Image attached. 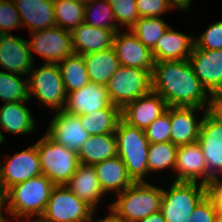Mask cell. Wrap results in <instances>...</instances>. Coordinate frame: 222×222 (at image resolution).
Wrapping results in <instances>:
<instances>
[{
	"label": "cell",
	"mask_w": 222,
	"mask_h": 222,
	"mask_svg": "<svg viewBox=\"0 0 222 222\" xmlns=\"http://www.w3.org/2000/svg\"><path fill=\"white\" fill-rule=\"evenodd\" d=\"M22 26L18 10L13 0H2L0 4V33L9 34Z\"/></svg>",
	"instance_id": "obj_39"
},
{
	"label": "cell",
	"mask_w": 222,
	"mask_h": 222,
	"mask_svg": "<svg viewBox=\"0 0 222 222\" xmlns=\"http://www.w3.org/2000/svg\"><path fill=\"white\" fill-rule=\"evenodd\" d=\"M217 212L211 200L205 196L193 210L188 222H214Z\"/></svg>",
	"instance_id": "obj_41"
},
{
	"label": "cell",
	"mask_w": 222,
	"mask_h": 222,
	"mask_svg": "<svg viewBox=\"0 0 222 222\" xmlns=\"http://www.w3.org/2000/svg\"><path fill=\"white\" fill-rule=\"evenodd\" d=\"M60 62L57 64L67 94L81 89L90 82L83 55L73 53Z\"/></svg>",
	"instance_id": "obj_29"
},
{
	"label": "cell",
	"mask_w": 222,
	"mask_h": 222,
	"mask_svg": "<svg viewBox=\"0 0 222 222\" xmlns=\"http://www.w3.org/2000/svg\"><path fill=\"white\" fill-rule=\"evenodd\" d=\"M106 88L111 103L122 109L152 90L151 73L137 67L121 65L109 78Z\"/></svg>",
	"instance_id": "obj_7"
},
{
	"label": "cell",
	"mask_w": 222,
	"mask_h": 222,
	"mask_svg": "<svg viewBox=\"0 0 222 222\" xmlns=\"http://www.w3.org/2000/svg\"><path fill=\"white\" fill-rule=\"evenodd\" d=\"M33 55L28 41L12 34L0 33V67L9 73L28 75L32 70Z\"/></svg>",
	"instance_id": "obj_14"
},
{
	"label": "cell",
	"mask_w": 222,
	"mask_h": 222,
	"mask_svg": "<svg viewBox=\"0 0 222 222\" xmlns=\"http://www.w3.org/2000/svg\"><path fill=\"white\" fill-rule=\"evenodd\" d=\"M90 82L106 85L109 78L119 69L120 62L112 47L83 55Z\"/></svg>",
	"instance_id": "obj_27"
},
{
	"label": "cell",
	"mask_w": 222,
	"mask_h": 222,
	"mask_svg": "<svg viewBox=\"0 0 222 222\" xmlns=\"http://www.w3.org/2000/svg\"><path fill=\"white\" fill-rule=\"evenodd\" d=\"M114 36L113 31L81 23L71 31L73 52L85 55L105 50L113 46Z\"/></svg>",
	"instance_id": "obj_22"
},
{
	"label": "cell",
	"mask_w": 222,
	"mask_h": 222,
	"mask_svg": "<svg viewBox=\"0 0 222 222\" xmlns=\"http://www.w3.org/2000/svg\"><path fill=\"white\" fill-rule=\"evenodd\" d=\"M169 5L173 7H177L180 10H188L190 7L191 0H167Z\"/></svg>",
	"instance_id": "obj_45"
},
{
	"label": "cell",
	"mask_w": 222,
	"mask_h": 222,
	"mask_svg": "<svg viewBox=\"0 0 222 222\" xmlns=\"http://www.w3.org/2000/svg\"><path fill=\"white\" fill-rule=\"evenodd\" d=\"M209 98L208 112L220 123H222V93H215Z\"/></svg>",
	"instance_id": "obj_43"
},
{
	"label": "cell",
	"mask_w": 222,
	"mask_h": 222,
	"mask_svg": "<svg viewBox=\"0 0 222 222\" xmlns=\"http://www.w3.org/2000/svg\"><path fill=\"white\" fill-rule=\"evenodd\" d=\"M94 211L65 185L54 186L39 219L43 222H90Z\"/></svg>",
	"instance_id": "obj_9"
},
{
	"label": "cell",
	"mask_w": 222,
	"mask_h": 222,
	"mask_svg": "<svg viewBox=\"0 0 222 222\" xmlns=\"http://www.w3.org/2000/svg\"><path fill=\"white\" fill-rule=\"evenodd\" d=\"M167 107L165 100L151 90L146 95L126 104L121 109V119L131 126L145 130L166 111Z\"/></svg>",
	"instance_id": "obj_18"
},
{
	"label": "cell",
	"mask_w": 222,
	"mask_h": 222,
	"mask_svg": "<svg viewBox=\"0 0 222 222\" xmlns=\"http://www.w3.org/2000/svg\"><path fill=\"white\" fill-rule=\"evenodd\" d=\"M28 41L32 51L46 59L45 63H58L73 54L71 32L58 26L31 33Z\"/></svg>",
	"instance_id": "obj_11"
},
{
	"label": "cell",
	"mask_w": 222,
	"mask_h": 222,
	"mask_svg": "<svg viewBox=\"0 0 222 222\" xmlns=\"http://www.w3.org/2000/svg\"><path fill=\"white\" fill-rule=\"evenodd\" d=\"M145 134L149 143L171 142L169 106L145 129Z\"/></svg>",
	"instance_id": "obj_37"
},
{
	"label": "cell",
	"mask_w": 222,
	"mask_h": 222,
	"mask_svg": "<svg viewBox=\"0 0 222 222\" xmlns=\"http://www.w3.org/2000/svg\"><path fill=\"white\" fill-rule=\"evenodd\" d=\"M65 186L94 210H96L98 202L105 195L95 169L91 165L79 164Z\"/></svg>",
	"instance_id": "obj_24"
},
{
	"label": "cell",
	"mask_w": 222,
	"mask_h": 222,
	"mask_svg": "<svg viewBox=\"0 0 222 222\" xmlns=\"http://www.w3.org/2000/svg\"><path fill=\"white\" fill-rule=\"evenodd\" d=\"M105 108H119L111 103L106 85L89 82L81 89L67 94L64 111L72 115H86Z\"/></svg>",
	"instance_id": "obj_15"
},
{
	"label": "cell",
	"mask_w": 222,
	"mask_h": 222,
	"mask_svg": "<svg viewBox=\"0 0 222 222\" xmlns=\"http://www.w3.org/2000/svg\"><path fill=\"white\" fill-rule=\"evenodd\" d=\"M22 75L0 71V98L6 102L29 101L28 79Z\"/></svg>",
	"instance_id": "obj_34"
},
{
	"label": "cell",
	"mask_w": 222,
	"mask_h": 222,
	"mask_svg": "<svg viewBox=\"0 0 222 222\" xmlns=\"http://www.w3.org/2000/svg\"><path fill=\"white\" fill-rule=\"evenodd\" d=\"M194 47V37L175 31L171 26L152 50L155 62L187 60Z\"/></svg>",
	"instance_id": "obj_23"
},
{
	"label": "cell",
	"mask_w": 222,
	"mask_h": 222,
	"mask_svg": "<svg viewBox=\"0 0 222 222\" xmlns=\"http://www.w3.org/2000/svg\"><path fill=\"white\" fill-rule=\"evenodd\" d=\"M53 2H58V1H86V0H52Z\"/></svg>",
	"instance_id": "obj_49"
},
{
	"label": "cell",
	"mask_w": 222,
	"mask_h": 222,
	"mask_svg": "<svg viewBox=\"0 0 222 222\" xmlns=\"http://www.w3.org/2000/svg\"><path fill=\"white\" fill-rule=\"evenodd\" d=\"M21 222V221H20ZM22 222H24V221H22ZM26 222V221H25ZM27 222H43V221H41L40 219H38V220H34V221H31V220H28Z\"/></svg>",
	"instance_id": "obj_50"
},
{
	"label": "cell",
	"mask_w": 222,
	"mask_h": 222,
	"mask_svg": "<svg viewBox=\"0 0 222 222\" xmlns=\"http://www.w3.org/2000/svg\"><path fill=\"white\" fill-rule=\"evenodd\" d=\"M77 155L80 164L91 166L118 156L115 133L90 135L77 151Z\"/></svg>",
	"instance_id": "obj_26"
},
{
	"label": "cell",
	"mask_w": 222,
	"mask_h": 222,
	"mask_svg": "<svg viewBox=\"0 0 222 222\" xmlns=\"http://www.w3.org/2000/svg\"><path fill=\"white\" fill-rule=\"evenodd\" d=\"M170 26L160 17H140L130 28L139 41L151 51Z\"/></svg>",
	"instance_id": "obj_32"
},
{
	"label": "cell",
	"mask_w": 222,
	"mask_h": 222,
	"mask_svg": "<svg viewBox=\"0 0 222 222\" xmlns=\"http://www.w3.org/2000/svg\"><path fill=\"white\" fill-rule=\"evenodd\" d=\"M41 174L37 145L34 144L26 150L8 157L3 166L0 162V192L4 194L12 186Z\"/></svg>",
	"instance_id": "obj_10"
},
{
	"label": "cell",
	"mask_w": 222,
	"mask_h": 222,
	"mask_svg": "<svg viewBox=\"0 0 222 222\" xmlns=\"http://www.w3.org/2000/svg\"><path fill=\"white\" fill-rule=\"evenodd\" d=\"M22 26L30 33L56 26L52 0H13Z\"/></svg>",
	"instance_id": "obj_20"
},
{
	"label": "cell",
	"mask_w": 222,
	"mask_h": 222,
	"mask_svg": "<svg viewBox=\"0 0 222 222\" xmlns=\"http://www.w3.org/2000/svg\"><path fill=\"white\" fill-rule=\"evenodd\" d=\"M32 72V74H31ZM28 77L29 96L34 95L46 106L55 111L64 110L67 92L62 81L57 63H45L40 68H34Z\"/></svg>",
	"instance_id": "obj_8"
},
{
	"label": "cell",
	"mask_w": 222,
	"mask_h": 222,
	"mask_svg": "<svg viewBox=\"0 0 222 222\" xmlns=\"http://www.w3.org/2000/svg\"><path fill=\"white\" fill-rule=\"evenodd\" d=\"M47 134L58 144L74 152H77L90 136L83 128L78 115H72L64 110L56 111Z\"/></svg>",
	"instance_id": "obj_17"
},
{
	"label": "cell",
	"mask_w": 222,
	"mask_h": 222,
	"mask_svg": "<svg viewBox=\"0 0 222 222\" xmlns=\"http://www.w3.org/2000/svg\"><path fill=\"white\" fill-rule=\"evenodd\" d=\"M178 146L171 142L149 143L148 173L172 168L174 171Z\"/></svg>",
	"instance_id": "obj_35"
},
{
	"label": "cell",
	"mask_w": 222,
	"mask_h": 222,
	"mask_svg": "<svg viewBox=\"0 0 222 222\" xmlns=\"http://www.w3.org/2000/svg\"><path fill=\"white\" fill-rule=\"evenodd\" d=\"M178 174L174 181L208 182V169L198 142L178 146L176 164L174 168Z\"/></svg>",
	"instance_id": "obj_19"
},
{
	"label": "cell",
	"mask_w": 222,
	"mask_h": 222,
	"mask_svg": "<svg viewBox=\"0 0 222 222\" xmlns=\"http://www.w3.org/2000/svg\"><path fill=\"white\" fill-rule=\"evenodd\" d=\"M90 222H94L93 221V217L92 220ZM96 222H123L120 218H118L112 211L109 213L108 216H106L103 219H99Z\"/></svg>",
	"instance_id": "obj_46"
},
{
	"label": "cell",
	"mask_w": 222,
	"mask_h": 222,
	"mask_svg": "<svg viewBox=\"0 0 222 222\" xmlns=\"http://www.w3.org/2000/svg\"><path fill=\"white\" fill-rule=\"evenodd\" d=\"M214 222H222V212H217Z\"/></svg>",
	"instance_id": "obj_48"
},
{
	"label": "cell",
	"mask_w": 222,
	"mask_h": 222,
	"mask_svg": "<svg viewBox=\"0 0 222 222\" xmlns=\"http://www.w3.org/2000/svg\"><path fill=\"white\" fill-rule=\"evenodd\" d=\"M42 174L55 186L66 185L77 170V152L58 144L47 133L37 143Z\"/></svg>",
	"instance_id": "obj_5"
},
{
	"label": "cell",
	"mask_w": 222,
	"mask_h": 222,
	"mask_svg": "<svg viewBox=\"0 0 222 222\" xmlns=\"http://www.w3.org/2000/svg\"><path fill=\"white\" fill-rule=\"evenodd\" d=\"M206 196L201 182L174 181L169 190L163 189L161 212L166 222H188L193 210Z\"/></svg>",
	"instance_id": "obj_6"
},
{
	"label": "cell",
	"mask_w": 222,
	"mask_h": 222,
	"mask_svg": "<svg viewBox=\"0 0 222 222\" xmlns=\"http://www.w3.org/2000/svg\"><path fill=\"white\" fill-rule=\"evenodd\" d=\"M93 167L105 194L108 191H116L115 194H119L134 183L119 156L101 161Z\"/></svg>",
	"instance_id": "obj_25"
},
{
	"label": "cell",
	"mask_w": 222,
	"mask_h": 222,
	"mask_svg": "<svg viewBox=\"0 0 222 222\" xmlns=\"http://www.w3.org/2000/svg\"><path fill=\"white\" fill-rule=\"evenodd\" d=\"M83 128L89 135L114 133L121 119L120 108H105L93 111L91 114L78 115Z\"/></svg>",
	"instance_id": "obj_30"
},
{
	"label": "cell",
	"mask_w": 222,
	"mask_h": 222,
	"mask_svg": "<svg viewBox=\"0 0 222 222\" xmlns=\"http://www.w3.org/2000/svg\"><path fill=\"white\" fill-rule=\"evenodd\" d=\"M188 61L210 95L222 93V50H205L194 46Z\"/></svg>",
	"instance_id": "obj_13"
},
{
	"label": "cell",
	"mask_w": 222,
	"mask_h": 222,
	"mask_svg": "<svg viewBox=\"0 0 222 222\" xmlns=\"http://www.w3.org/2000/svg\"><path fill=\"white\" fill-rule=\"evenodd\" d=\"M28 101L6 102L0 108V126L15 134H28L35 129L30 109L24 105Z\"/></svg>",
	"instance_id": "obj_28"
},
{
	"label": "cell",
	"mask_w": 222,
	"mask_h": 222,
	"mask_svg": "<svg viewBox=\"0 0 222 222\" xmlns=\"http://www.w3.org/2000/svg\"><path fill=\"white\" fill-rule=\"evenodd\" d=\"M54 186L43 174L12 186L4 193L6 212L18 219L41 217Z\"/></svg>",
	"instance_id": "obj_2"
},
{
	"label": "cell",
	"mask_w": 222,
	"mask_h": 222,
	"mask_svg": "<svg viewBox=\"0 0 222 222\" xmlns=\"http://www.w3.org/2000/svg\"><path fill=\"white\" fill-rule=\"evenodd\" d=\"M138 222H166L161 210L152 213Z\"/></svg>",
	"instance_id": "obj_44"
},
{
	"label": "cell",
	"mask_w": 222,
	"mask_h": 222,
	"mask_svg": "<svg viewBox=\"0 0 222 222\" xmlns=\"http://www.w3.org/2000/svg\"><path fill=\"white\" fill-rule=\"evenodd\" d=\"M198 144L208 169V181L222 174V123L208 111H203Z\"/></svg>",
	"instance_id": "obj_12"
},
{
	"label": "cell",
	"mask_w": 222,
	"mask_h": 222,
	"mask_svg": "<svg viewBox=\"0 0 222 222\" xmlns=\"http://www.w3.org/2000/svg\"><path fill=\"white\" fill-rule=\"evenodd\" d=\"M114 36L113 48L116 52L120 65L137 67L149 71L154 68V57L152 51L145 47L138 37L129 30Z\"/></svg>",
	"instance_id": "obj_16"
},
{
	"label": "cell",
	"mask_w": 222,
	"mask_h": 222,
	"mask_svg": "<svg viewBox=\"0 0 222 222\" xmlns=\"http://www.w3.org/2000/svg\"><path fill=\"white\" fill-rule=\"evenodd\" d=\"M206 196L211 200L215 209L222 212V180L212 177L206 184Z\"/></svg>",
	"instance_id": "obj_42"
},
{
	"label": "cell",
	"mask_w": 222,
	"mask_h": 222,
	"mask_svg": "<svg viewBox=\"0 0 222 222\" xmlns=\"http://www.w3.org/2000/svg\"><path fill=\"white\" fill-rule=\"evenodd\" d=\"M151 77L152 91L158 93L167 106L208 110L209 93L195 75L188 59L155 62Z\"/></svg>",
	"instance_id": "obj_1"
},
{
	"label": "cell",
	"mask_w": 222,
	"mask_h": 222,
	"mask_svg": "<svg viewBox=\"0 0 222 222\" xmlns=\"http://www.w3.org/2000/svg\"><path fill=\"white\" fill-rule=\"evenodd\" d=\"M94 8H97V10ZM84 23L113 31L115 34L120 31L108 0H86Z\"/></svg>",
	"instance_id": "obj_31"
},
{
	"label": "cell",
	"mask_w": 222,
	"mask_h": 222,
	"mask_svg": "<svg viewBox=\"0 0 222 222\" xmlns=\"http://www.w3.org/2000/svg\"><path fill=\"white\" fill-rule=\"evenodd\" d=\"M196 107H169L171 123V143L177 146L196 142L199 137L201 120L198 122Z\"/></svg>",
	"instance_id": "obj_21"
},
{
	"label": "cell",
	"mask_w": 222,
	"mask_h": 222,
	"mask_svg": "<svg viewBox=\"0 0 222 222\" xmlns=\"http://www.w3.org/2000/svg\"><path fill=\"white\" fill-rule=\"evenodd\" d=\"M5 204V196L2 192H0V222H9L7 221L3 214H2V208L4 207Z\"/></svg>",
	"instance_id": "obj_47"
},
{
	"label": "cell",
	"mask_w": 222,
	"mask_h": 222,
	"mask_svg": "<svg viewBox=\"0 0 222 222\" xmlns=\"http://www.w3.org/2000/svg\"><path fill=\"white\" fill-rule=\"evenodd\" d=\"M111 203V211L123 222H138L161 210L163 188L147 182H134Z\"/></svg>",
	"instance_id": "obj_3"
},
{
	"label": "cell",
	"mask_w": 222,
	"mask_h": 222,
	"mask_svg": "<svg viewBox=\"0 0 222 222\" xmlns=\"http://www.w3.org/2000/svg\"><path fill=\"white\" fill-rule=\"evenodd\" d=\"M113 10L114 18L119 25L130 28L139 20L135 0H108Z\"/></svg>",
	"instance_id": "obj_36"
},
{
	"label": "cell",
	"mask_w": 222,
	"mask_h": 222,
	"mask_svg": "<svg viewBox=\"0 0 222 222\" xmlns=\"http://www.w3.org/2000/svg\"><path fill=\"white\" fill-rule=\"evenodd\" d=\"M140 17H160L172 7L167 0H135Z\"/></svg>",
	"instance_id": "obj_40"
},
{
	"label": "cell",
	"mask_w": 222,
	"mask_h": 222,
	"mask_svg": "<svg viewBox=\"0 0 222 222\" xmlns=\"http://www.w3.org/2000/svg\"><path fill=\"white\" fill-rule=\"evenodd\" d=\"M56 26L72 31L84 23L85 1L54 2Z\"/></svg>",
	"instance_id": "obj_33"
},
{
	"label": "cell",
	"mask_w": 222,
	"mask_h": 222,
	"mask_svg": "<svg viewBox=\"0 0 222 222\" xmlns=\"http://www.w3.org/2000/svg\"><path fill=\"white\" fill-rule=\"evenodd\" d=\"M194 46L205 50H222V20L210 25L199 38L194 39Z\"/></svg>",
	"instance_id": "obj_38"
},
{
	"label": "cell",
	"mask_w": 222,
	"mask_h": 222,
	"mask_svg": "<svg viewBox=\"0 0 222 222\" xmlns=\"http://www.w3.org/2000/svg\"><path fill=\"white\" fill-rule=\"evenodd\" d=\"M118 156L124 162L129 176L134 182H144L148 175L149 141L145 130L119 120L114 132Z\"/></svg>",
	"instance_id": "obj_4"
}]
</instances>
